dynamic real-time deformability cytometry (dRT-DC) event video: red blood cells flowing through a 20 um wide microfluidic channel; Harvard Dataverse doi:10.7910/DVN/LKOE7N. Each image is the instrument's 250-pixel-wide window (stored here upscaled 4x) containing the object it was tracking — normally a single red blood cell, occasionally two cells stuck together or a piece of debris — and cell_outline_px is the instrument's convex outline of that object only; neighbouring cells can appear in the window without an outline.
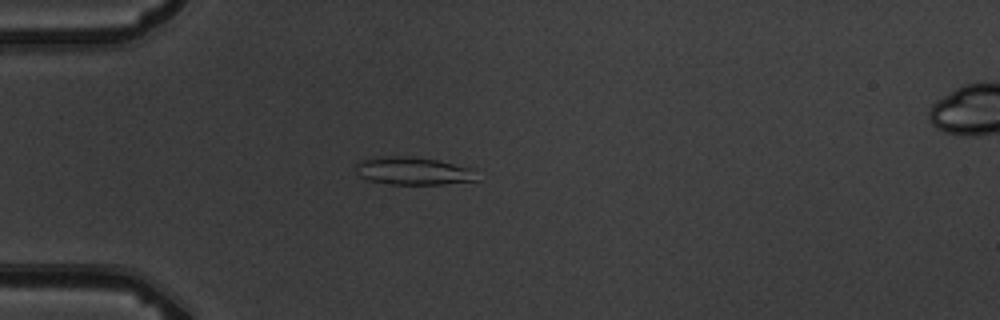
{"species": "common noctule bat (a hibernating species)", "species_latin": "Nyctalus noctula", "temperature_condition": "warm", "stored_images_in_passage": 2, "camera_frame_rate_fps": 3000, "um_per_image_px": 0.085, "animal": {"sex": "male", "body_mass_g": 19.5, "forearm_length_mm": 54.6}, "frame": {"image": 1, "passage_image": 1, "time_ms": 0.0, "image_size_px": [1000, 320], "cell_outline_px": [[480, 180], [440, 184], [392, 184], [368, 180], [360, 176], [356, 172], [356, 164], [360, 160], [380, 156], [408, 156], [436, 160], [468, 168]], "centroid_in_image_um": [35.04, 14.53], "position_along_channel_um": 50.0, "area_um2": 19.25}}